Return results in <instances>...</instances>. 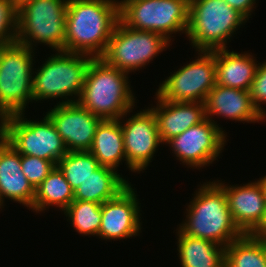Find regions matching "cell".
<instances>
[{"mask_svg":"<svg viewBox=\"0 0 266 267\" xmlns=\"http://www.w3.org/2000/svg\"><path fill=\"white\" fill-rule=\"evenodd\" d=\"M118 21V1L68 0L64 51L100 58Z\"/></svg>","mask_w":266,"mask_h":267,"instance_id":"1","label":"cell"},{"mask_svg":"<svg viewBox=\"0 0 266 267\" xmlns=\"http://www.w3.org/2000/svg\"><path fill=\"white\" fill-rule=\"evenodd\" d=\"M188 205L186 222L179 229L188 236L227 247L243 233L235 225L224 189L216 182L204 183Z\"/></svg>","mask_w":266,"mask_h":267,"instance_id":"2","label":"cell"},{"mask_svg":"<svg viewBox=\"0 0 266 267\" xmlns=\"http://www.w3.org/2000/svg\"><path fill=\"white\" fill-rule=\"evenodd\" d=\"M128 83V73L108 65L101 58H94L77 102L102 119L124 118L135 106Z\"/></svg>","mask_w":266,"mask_h":267,"instance_id":"3","label":"cell"},{"mask_svg":"<svg viewBox=\"0 0 266 267\" xmlns=\"http://www.w3.org/2000/svg\"><path fill=\"white\" fill-rule=\"evenodd\" d=\"M247 19L224 0H190L187 37L199 51L227 48V40Z\"/></svg>","mask_w":266,"mask_h":267,"instance_id":"4","label":"cell"},{"mask_svg":"<svg viewBox=\"0 0 266 267\" xmlns=\"http://www.w3.org/2000/svg\"><path fill=\"white\" fill-rule=\"evenodd\" d=\"M93 59L85 54L65 51H58L57 54L50 56L33 76V100L67 99V96L75 95L78 99L68 98L59 101V104L77 102Z\"/></svg>","mask_w":266,"mask_h":267,"instance_id":"5","label":"cell"},{"mask_svg":"<svg viewBox=\"0 0 266 267\" xmlns=\"http://www.w3.org/2000/svg\"><path fill=\"white\" fill-rule=\"evenodd\" d=\"M33 51L18 42L0 45V121L33 101Z\"/></svg>","mask_w":266,"mask_h":267,"instance_id":"6","label":"cell"},{"mask_svg":"<svg viewBox=\"0 0 266 267\" xmlns=\"http://www.w3.org/2000/svg\"><path fill=\"white\" fill-rule=\"evenodd\" d=\"M24 113L4 117L0 135L20 154L43 158L57 165L68 150L55 125L45 115L42 121L27 120Z\"/></svg>","mask_w":266,"mask_h":267,"instance_id":"7","label":"cell"},{"mask_svg":"<svg viewBox=\"0 0 266 267\" xmlns=\"http://www.w3.org/2000/svg\"><path fill=\"white\" fill-rule=\"evenodd\" d=\"M190 0H121L119 19L136 30L162 34L171 41L170 34H187Z\"/></svg>","mask_w":266,"mask_h":267,"instance_id":"8","label":"cell"},{"mask_svg":"<svg viewBox=\"0 0 266 267\" xmlns=\"http://www.w3.org/2000/svg\"><path fill=\"white\" fill-rule=\"evenodd\" d=\"M68 0H33L18 11L17 42L33 49L37 42L64 51ZM34 42V44H33Z\"/></svg>","mask_w":266,"mask_h":267,"instance_id":"9","label":"cell"},{"mask_svg":"<svg viewBox=\"0 0 266 267\" xmlns=\"http://www.w3.org/2000/svg\"><path fill=\"white\" fill-rule=\"evenodd\" d=\"M169 44L170 40L162 34L132 29L119 19L100 58L108 65L129 73L145 67Z\"/></svg>","mask_w":266,"mask_h":267,"instance_id":"10","label":"cell"},{"mask_svg":"<svg viewBox=\"0 0 266 267\" xmlns=\"http://www.w3.org/2000/svg\"><path fill=\"white\" fill-rule=\"evenodd\" d=\"M198 54V59L167 77L156 96L175 102H205L216 84L215 50L199 51Z\"/></svg>","mask_w":266,"mask_h":267,"instance_id":"11","label":"cell"},{"mask_svg":"<svg viewBox=\"0 0 266 267\" xmlns=\"http://www.w3.org/2000/svg\"><path fill=\"white\" fill-rule=\"evenodd\" d=\"M218 124L206 118L191 126L182 134L166 142L179 160L189 167L201 168L210 165L224 149L225 132ZM221 151V152H220Z\"/></svg>","mask_w":266,"mask_h":267,"instance_id":"12","label":"cell"},{"mask_svg":"<svg viewBox=\"0 0 266 267\" xmlns=\"http://www.w3.org/2000/svg\"><path fill=\"white\" fill-rule=\"evenodd\" d=\"M121 119L125 163L132 172H141L149 165L156 148L162 143L154 113L148 108L126 119V123Z\"/></svg>","mask_w":266,"mask_h":267,"instance_id":"13","label":"cell"},{"mask_svg":"<svg viewBox=\"0 0 266 267\" xmlns=\"http://www.w3.org/2000/svg\"><path fill=\"white\" fill-rule=\"evenodd\" d=\"M46 115L55 125L68 152L89 151L96 128L103 120L78 102L57 103Z\"/></svg>","mask_w":266,"mask_h":267,"instance_id":"14","label":"cell"},{"mask_svg":"<svg viewBox=\"0 0 266 267\" xmlns=\"http://www.w3.org/2000/svg\"><path fill=\"white\" fill-rule=\"evenodd\" d=\"M135 192L129 184L115 198L102 203L99 238L117 240L140 233V207Z\"/></svg>","mask_w":266,"mask_h":267,"instance_id":"15","label":"cell"},{"mask_svg":"<svg viewBox=\"0 0 266 267\" xmlns=\"http://www.w3.org/2000/svg\"><path fill=\"white\" fill-rule=\"evenodd\" d=\"M232 219L243 234H250L263 219L266 211V199L261 183L258 181L243 186L224 185Z\"/></svg>","mask_w":266,"mask_h":267,"instance_id":"16","label":"cell"},{"mask_svg":"<svg viewBox=\"0 0 266 267\" xmlns=\"http://www.w3.org/2000/svg\"><path fill=\"white\" fill-rule=\"evenodd\" d=\"M156 99L159 104L149 109L154 113L162 144L207 118L204 102H175L158 96Z\"/></svg>","mask_w":266,"mask_h":267,"instance_id":"17","label":"cell"},{"mask_svg":"<svg viewBox=\"0 0 266 267\" xmlns=\"http://www.w3.org/2000/svg\"><path fill=\"white\" fill-rule=\"evenodd\" d=\"M35 189L21 168V155L0 135V208L8 198L33 207Z\"/></svg>","mask_w":266,"mask_h":267,"instance_id":"18","label":"cell"},{"mask_svg":"<svg viewBox=\"0 0 266 267\" xmlns=\"http://www.w3.org/2000/svg\"><path fill=\"white\" fill-rule=\"evenodd\" d=\"M204 103L206 117L214 123L212 115L252 123L262 121L265 118L254 107L250 91L215 84Z\"/></svg>","mask_w":266,"mask_h":267,"instance_id":"19","label":"cell"},{"mask_svg":"<svg viewBox=\"0 0 266 267\" xmlns=\"http://www.w3.org/2000/svg\"><path fill=\"white\" fill-rule=\"evenodd\" d=\"M251 54L215 50L216 84L250 91L259 63Z\"/></svg>","mask_w":266,"mask_h":267,"instance_id":"20","label":"cell"},{"mask_svg":"<svg viewBox=\"0 0 266 267\" xmlns=\"http://www.w3.org/2000/svg\"><path fill=\"white\" fill-rule=\"evenodd\" d=\"M89 152L101 166L115 170L121 161H126L120 119H103L99 123Z\"/></svg>","mask_w":266,"mask_h":267,"instance_id":"21","label":"cell"},{"mask_svg":"<svg viewBox=\"0 0 266 267\" xmlns=\"http://www.w3.org/2000/svg\"><path fill=\"white\" fill-rule=\"evenodd\" d=\"M181 267H224L225 247L215 242L185 235L178 229Z\"/></svg>","mask_w":266,"mask_h":267,"instance_id":"22","label":"cell"},{"mask_svg":"<svg viewBox=\"0 0 266 267\" xmlns=\"http://www.w3.org/2000/svg\"><path fill=\"white\" fill-rule=\"evenodd\" d=\"M128 185L129 182L122 178L115 169L100 165L74 190V200L102 204L115 198Z\"/></svg>","mask_w":266,"mask_h":267,"instance_id":"23","label":"cell"},{"mask_svg":"<svg viewBox=\"0 0 266 267\" xmlns=\"http://www.w3.org/2000/svg\"><path fill=\"white\" fill-rule=\"evenodd\" d=\"M73 201L74 191L63 173L56 166L35 189V197L31 209L39 212L46 210L49 206L57 205L62 211H65Z\"/></svg>","mask_w":266,"mask_h":267,"instance_id":"24","label":"cell"},{"mask_svg":"<svg viewBox=\"0 0 266 267\" xmlns=\"http://www.w3.org/2000/svg\"><path fill=\"white\" fill-rule=\"evenodd\" d=\"M224 267H266V241L243 234L225 247Z\"/></svg>","mask_w":266,"mask_h":267,"instance_id":"25","label":"cell"},{"mask_svg":"<svg viewBox=\"0 0 266 267\" xmlns=\"http://www.w3.org/2000/svg\"><path fill=\"white\" fill-rule=\"evenodd\" d=\"M74 191L100 166L89 151L68 152L57 165Z\"/></svg>","mask_w":266,"mask_h":267,"instance_id":"26","label":"cell"},{"mask_svg":"<svg viewBox=\"0 0 266 267\" xmlns=\"http://www.w3.org/2000/svg\"><path fill=\"white\" fill-rule=\"evenodd\" d=\"M101 205L92 201L74 200L64 211L71 226L83 235L99 236L102 221Z\"/></svg>","mask_w":266,"mask_h":267,"instance_id":"27","label":"cell"},{"mask_svg":"<svg viewBox=\"0 0 266 267\" xmlns=\"http://www.w3.org/2000/svg\"><path fill=\"white\" fill-rule=\"evenodd\" d=\"M55 167L56 165L52 161L29 155H21L22 171L34 189L43 182Z\"/></svg>","mask_w":266,"mask_h":267,"instance_id":"28","label":"cell"},{"mask_svg":"<svg viewBox=\"0 0 266 267\" xmlns=\"http://www.w3.org/2000/svg\"><path fill=\"white\" fill-rule=\"evenodd\" d=\"M17 14L9 0H0V45L17 43Z\"/></svg>","mask_w":266,"mask_h":267,"instance_id":"29","label":"cell"},{"mask_svg":"<svg viewBox=\"0 0 266 267\" xmlns=\"http://www.w3.org/2000/svg\"><path fill=\"white\" fill-rule=\"evenodd\" d=\"M250 96L254 107L265 117L266 111L261 107V103H266V62L258 65Z\"/></svg>","mask_w":266,"mask_h":267,"instance_id":"30","label":"cell"},{"mask_svg":"<svg viewBox=\"0 0 266 267\" xmlns=\"http://www.w3.org/2000/svg\"><path fill=\"white\" fill-rule=\"evenodd\" d=\"M233 9H236L241 13L246 19H249L251 12L254 8L256 0H224Z\"/></svg>","mask_w":266,"mask_h":267,"instance_id":"31","label":"cell"},{"mask_svg":"<svg viewBox=\"0 0 266 267\" xmlns=\"http://www.w3.org/2000/svg\"><path fill=\"white\" fill-rule=\"evenodd\" d=\"M251 236L266 241V211L259 225L250 233Z\"/></svg>","mask_w":266,"mask_h":267,"instance_id":"32","label":"cell"},{"mask_svg":"<svg viewBox=\"0 0 266 267\" xmlns=\"http://www.w3.org/2000/svg\"><path fill=\"white\" fill-rule=\"evenodd\" d=\"M12 3V6L18 12L25 5L31 3L33 0H9Z\"/></svg>","mask_w":266,"mask_h":267,"instance_id":"33","label":"cell"},{"mask_svg":"<svg viewBox=\"0 0 266 267\" xmlns=\"http://www.w3.org/2000/svg\"><path fill=\"white\" fill-rule=\"evenodd\" d=\"M259 182L261 183V186L263 187L265 199H266V176L260 178Z\"/></svg>","mask_w":266,"mask_h":267,"instance_id":"34","label":"cell"}]
</instances>
